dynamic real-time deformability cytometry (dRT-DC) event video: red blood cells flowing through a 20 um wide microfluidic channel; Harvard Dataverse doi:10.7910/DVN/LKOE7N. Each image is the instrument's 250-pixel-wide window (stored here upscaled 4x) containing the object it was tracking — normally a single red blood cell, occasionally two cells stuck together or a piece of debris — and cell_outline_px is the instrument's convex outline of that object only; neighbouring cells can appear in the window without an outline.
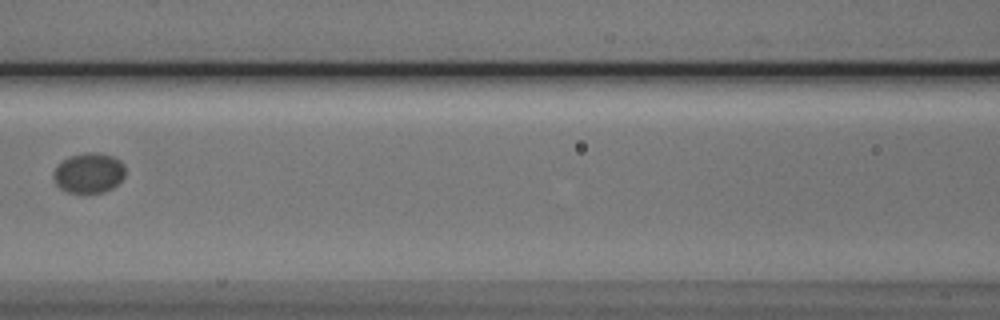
{"species": "Egyptian fruit bat (a non-hibernating species)", "species_latin": "Rousettus aegyptiacus", "temperature_condition": "cold", "stored_images_in_passage": 5, "camera_frame_rate_fps": 3000, "um_per_image_px": 0.085, "animal": {"sex": "male"}, "frame": {"image": 1, "passage_image": 3, "time_ms": 2.333, "image_size_px": [1000, 320], "cell_outline_px": [[124, 176], [112, 188], [104, 192], [68, 192], [60, 188], [56, 184], [52, 176], [52, 172], [56, 164], [68, 156], [88, 152], [100, 152], [112, 156], [120, 160], [124, 164]], "centroid_in_image_um": [7.51, 14.67], "position_along_channel_um": 159.1, "area_um2": 16.94}}
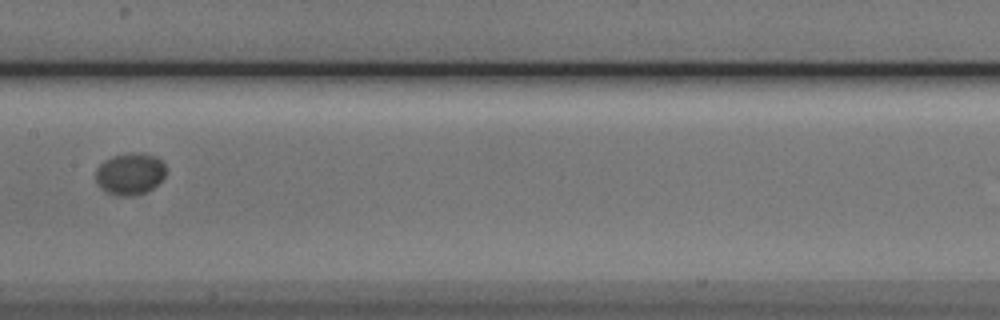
{"frame": {"image": 2, "passage_image": 4, "time_ms": 3.333, "image_size_px": [1000, 320], "cell_outline_px": [[164, 176], [152, 188], [144, 192], [132, 196], [116, 196], [100, 188], [96, 180], [96, 168], [104, 160], [112, 156], [128, 152], [144, 152], [156, 156], [164, 164]], "centroid_in_image_um": [11.02, 14.75], "position_along_channel_um": 196.4, "area_um2": 17.17}}
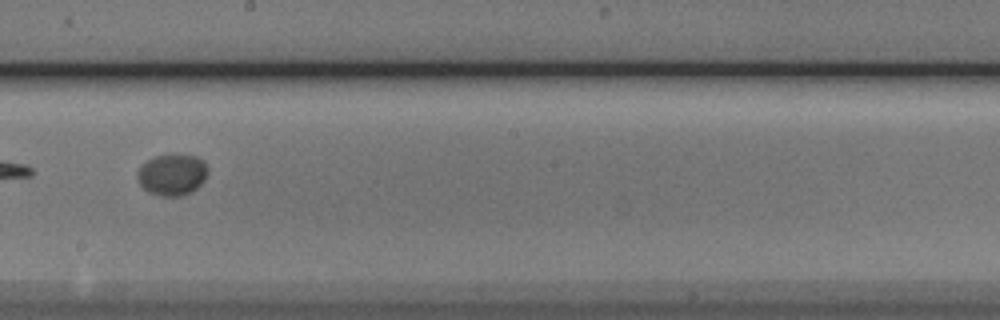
{"frame": {"image": 3, "passage_image": 5, "time_ms": 4.333, "image_size_px": [1000, 320], "cell_outline_px": [[208, 172], [204, 180], [192, 192], [180, 196], [160, 196], [148, 192], [140, 184], [136, 176], [136, 172], [140, 164], [156, 156], [168, 152], [176, 152], [196, 156], [204, 160], [208, 168]], "centroid_in_image_um": [14.62, 14.8], "position_along_channel_um": 233.6, "area_um2": 17.63}}